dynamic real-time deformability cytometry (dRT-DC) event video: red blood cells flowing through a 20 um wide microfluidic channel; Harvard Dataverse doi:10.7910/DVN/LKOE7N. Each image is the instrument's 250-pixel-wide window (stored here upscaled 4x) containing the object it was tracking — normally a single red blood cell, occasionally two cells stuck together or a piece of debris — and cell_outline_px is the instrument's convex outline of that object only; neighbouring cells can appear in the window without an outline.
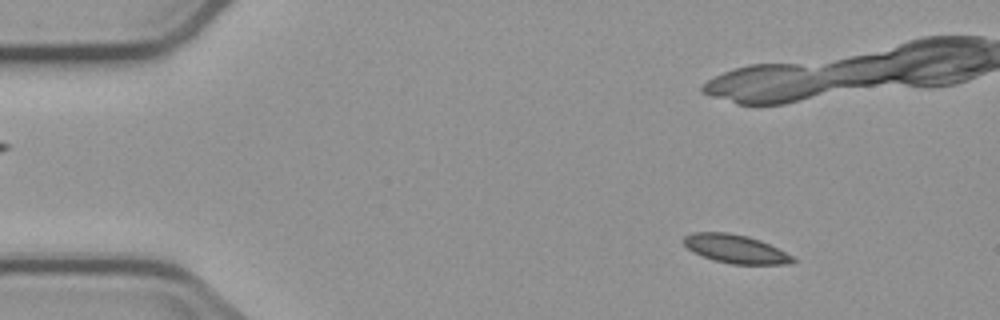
{"species": "common noctule bat (a hibernating species)", "species_latin": "Nyctalus noctula", "temperature_condition": "cold", "stored_images_in_passage": 9, "camera_frame_rate_fps": 3000, "um_per_image_px": 0.085, "animal": {"sex": "male", "body_mass_g": 23.1, "forearm_length_mm": 52.7}, "frame": {"image": 1, "passage_image": 2, "time_ms": 1.333, "image_size_px": [1000, 320], "cell_outline_px": [[796, 260], [792, 264], [732, 264], [712, 260], [692, 252], [680, 240], [684, 236], [692, 232], [728, 232], [748, 236], [760, 240], [792, 256]], "centroid_in_image_um": [62.46, 21.15], "position_along_channel_um": 22.5, "area_um2": 18.21}}
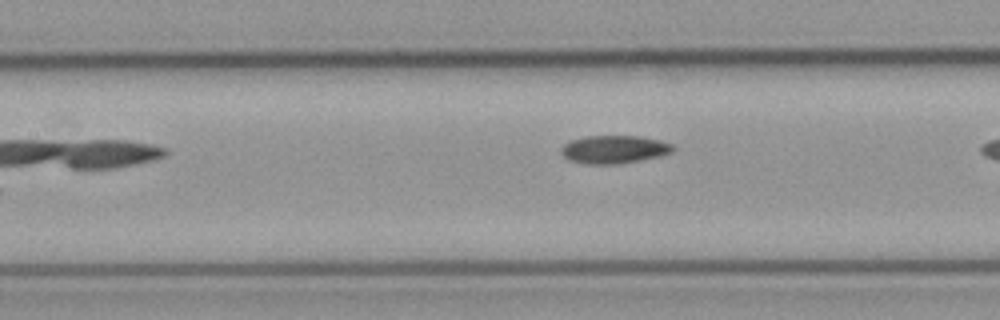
{"frame": {"image": 2, "passage_image": 8, "time_ms": 8.667, "image_size_px": [1000, 320], "cell_outline_px": [[676, 148], [672, 152], [660, 156], [616, 164], [588, 164], [568, 160], [560, 152], [560, 148], [564, 144], [572, 140], [584, 136], [640, 136], [660, 140], [672, 144]], "centroid_in_image_um": [52.19, 12.69], "position_along_channel_um": 155.2, "area_um2": 18.26}}